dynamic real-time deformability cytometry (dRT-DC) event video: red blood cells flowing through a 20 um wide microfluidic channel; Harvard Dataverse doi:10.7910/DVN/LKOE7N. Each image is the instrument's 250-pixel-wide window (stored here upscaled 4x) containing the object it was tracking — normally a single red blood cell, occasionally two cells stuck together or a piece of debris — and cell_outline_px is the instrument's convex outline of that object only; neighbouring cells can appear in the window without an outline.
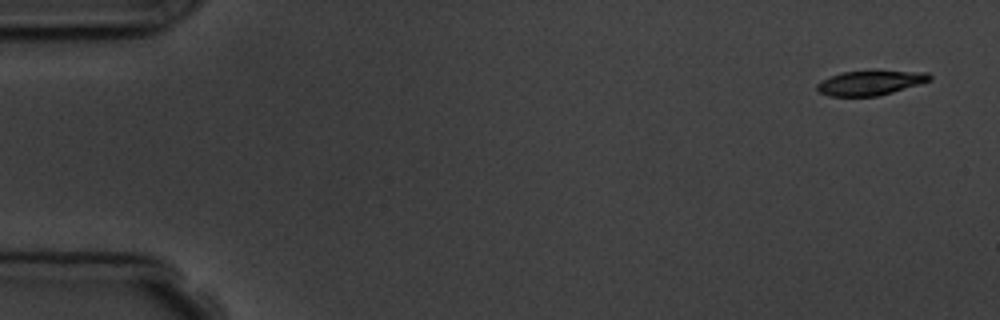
{"species": "common noctule bat (a hibernating species)", "species_latin": "Nyctalus noctula", "temperature_condition": "room temperature", "stored_images_in_passage": 6, "camera_frame_rate_fps": 3000, "um_per_image_px": 0.085, "animal": {"sex": "male", "body_mass_g": 19.5, "forearm_length_mm": 54.6}, "frame": {"image": 1, "passage_image": 1, "time_ms": 0.0, "image_size_px": [1000, 320], "cell_outline_px": [[932, 80], [920, 84], [880, 96], [828, 96], [820, 92], [816, 88], [816, 84], [820, 80], [844, 72], [928, 72], [932, 76]], "centroid_in_image_um": [73.97, 7.07], "position_along_channel_um": 11.0, "area_um2": 15.84}}
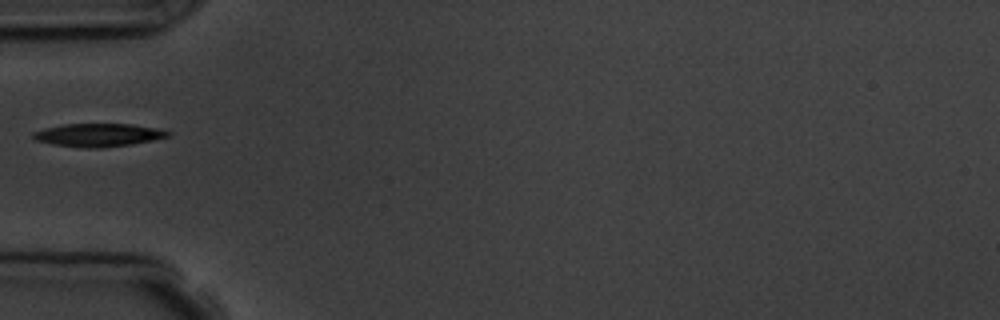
{"frame": {"image": 2, "passage_image": 5, "time_ms": 5.333, "image_size_px": [1000, 320], "cell_outline_px": [[172, 132], [168, 136], [152, 140], [132, 144], [100, 148], [88, 148], [52, 144], [36, 140], [32, 136], [32, 132], [44, 128], [64, 124], [132, 124], [156, 128]], "centroid_in_image_um": [8.34, 11.47], "position_along_channel_um": 76.7, "area_um2": 18.03}}